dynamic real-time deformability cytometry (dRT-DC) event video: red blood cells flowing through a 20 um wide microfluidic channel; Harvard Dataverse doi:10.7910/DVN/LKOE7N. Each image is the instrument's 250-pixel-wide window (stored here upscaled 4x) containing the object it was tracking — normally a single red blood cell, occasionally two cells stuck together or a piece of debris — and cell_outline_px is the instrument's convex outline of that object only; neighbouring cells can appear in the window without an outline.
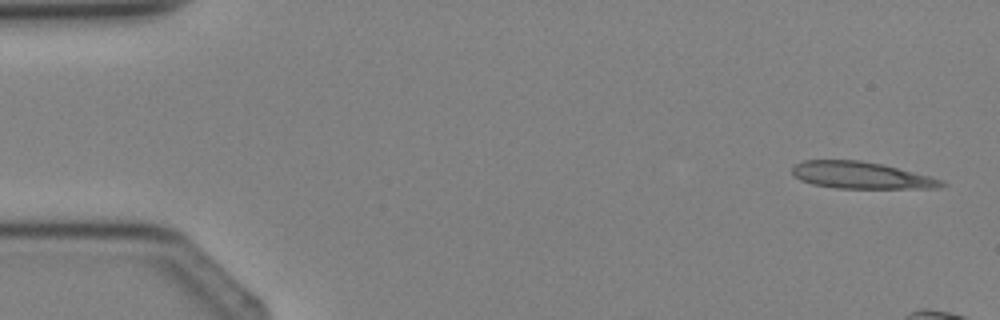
{"species": "Egyptian fruit bat (a non-hibernating species)", "species_latin": "Rousettus aegyptiacus", "temperature_condition": "cold", "stored_images_in_passage": 3, "camera_frame_rate_fps": 3000, "um_per_image_px": 0.085, "animal": {"sex": "female"}, "frame": {"image": 1, "passage_image": 1, "time_ms": 0.0, "image_size_px": [1000, 320], "cell_outline_px": [[948, 184], [936, 188], [836, 188], [812, 184], [800, 180], [792, 172], [792, 168], [796, 164], [804, 160], [860, 160], [880, 164], [932, 176], [944, 180]], "centroid_in_image_um": [73.22, 14.9], "position_along_channel_um": 11.8, "area_um2": 23.29}}